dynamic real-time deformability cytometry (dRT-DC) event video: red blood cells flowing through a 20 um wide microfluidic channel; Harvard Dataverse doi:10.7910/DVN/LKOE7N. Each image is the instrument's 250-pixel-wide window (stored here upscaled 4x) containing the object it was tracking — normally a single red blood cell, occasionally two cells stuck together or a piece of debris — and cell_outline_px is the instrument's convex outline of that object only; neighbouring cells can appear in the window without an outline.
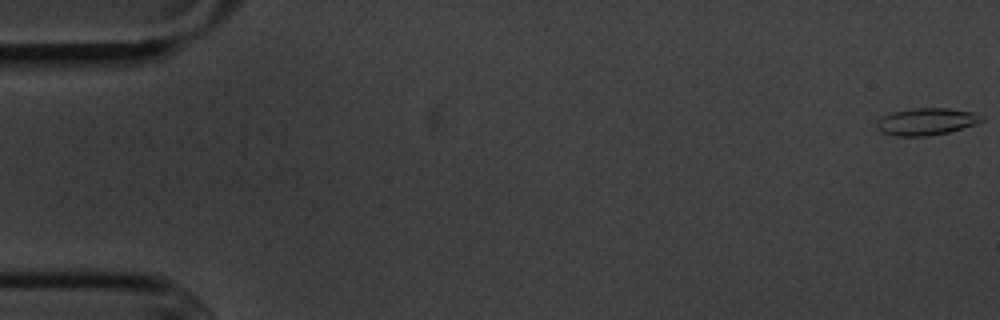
{"species": "common noctule bat (a hibernating species)", "species_latin": "Nyctalus noctula", "temperature_condition": "cold", "stored_images_in_passage": 56, "camera_frame_rate_fps": 3000, "um_per_image_px": 0.085, "animal": {"sex": "male", "body_mass_g": 20.1, "forearm_length_mm": 53.5}, "frame": {"image": 1, "passage_image": 1, "time_ms": 0.0, "image_size_px": [1000, 320], "cell_outline_px": [[984, 120], [948, 132], [928, 136], [896, 136], [884, 132], [876, 128], [876, 120], [880, 116], [892, 112], [912, 108], [948, 108], [972, 112], [984, 116]], "centroid_in_image_um": [78.68, 10.32], "position_along_channel_um": 6.3, "area_um2": 16.47}}
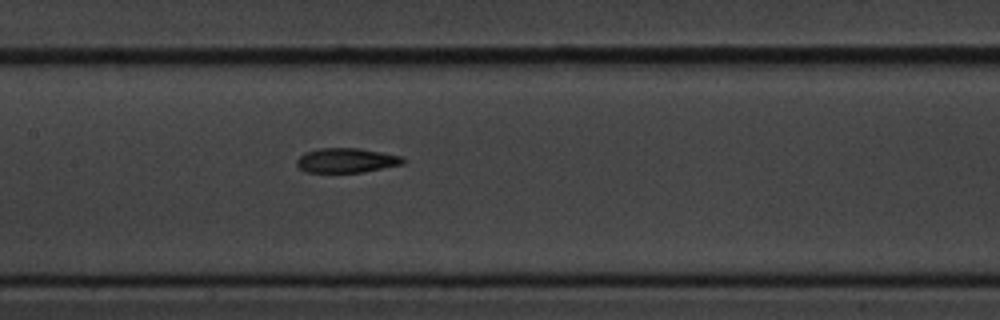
{"frame": {"image": 2, "passage_image": 27, "time_ms": 8.667, "image_size_px": [1000, 320], "cell_outline_px": [[408, 160], [404, 164], [360, 172], [304, 172], [296, 164], [296, 160], [304, 152], [320, 148], [360, 148], [404, 156]], "centroid_in_image_um": [29.48, 13.62], "position_along_channel_um": 177.9, "area_um2": 15.37}}
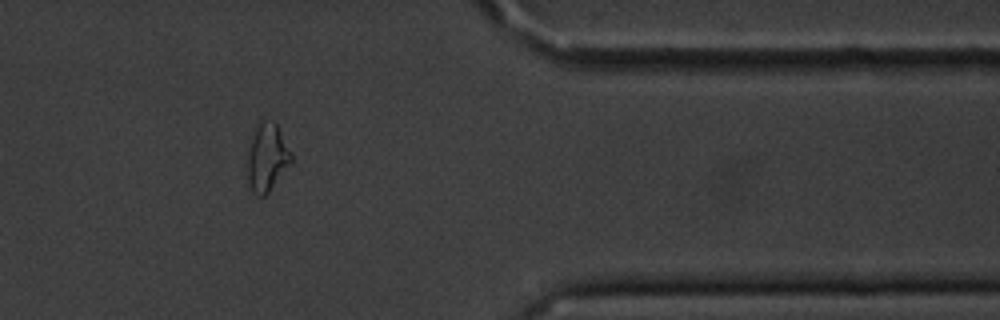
{"frame": {"image": 3, "passage_image": 46, "time_ms": 15.0, "image_size_px": [1000, 320], "cell_outline_px": [[292, 160], [268, 192], [264, 196], [256, 196], [252, 192], [248, 180], [248, 152], [252, 136], [260, 116], [272, 120], [276, 124], [292, 152]], "centroid_in_image_um": [22.69, 13.32], "position_along_channel_um": 388.7, "area_um2": 17.28}, "authors_computed_cell_mechanics": {"area_um2": 16.1262, "velocity_mm_per_s": 3.6232, "shape_relaxation_time_tau1_ms": 6.1734, "shape_relaxation_time_tau2_ms": 2.7964, "deformation_change_tau1": 0.171, "deformation_change_tau2": 0.104}}